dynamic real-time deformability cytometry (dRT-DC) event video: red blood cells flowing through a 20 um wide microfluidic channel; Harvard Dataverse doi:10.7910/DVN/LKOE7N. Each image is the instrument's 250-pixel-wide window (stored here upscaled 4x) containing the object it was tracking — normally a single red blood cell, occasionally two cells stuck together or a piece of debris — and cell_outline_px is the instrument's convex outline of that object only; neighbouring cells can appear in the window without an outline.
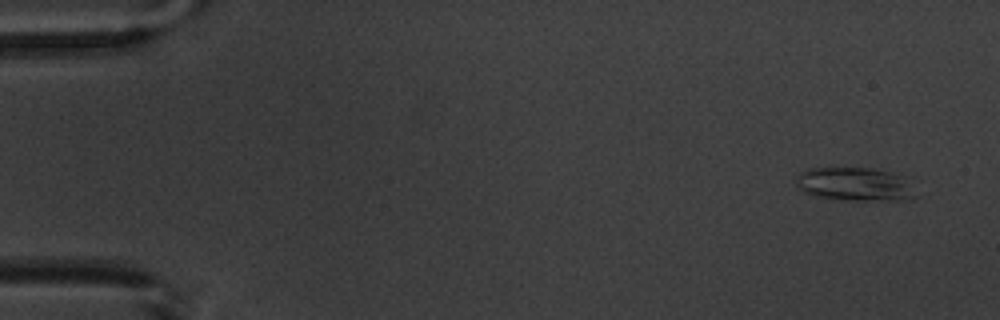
{"species": "common noctule bat (a hibernating species)", "species_latin": "Nyctalus noctula", "temperature_condition": "warm", "stored_images_in_passage": 3, "camera_frame_rate_fps": 3000, "um_per_image_px": 0.085, "animal": {"sex": "male", "body_mass_g": 20.1, "forearm_length_mm": 53.5}, "frame": {"image": 1, "passage_image": 1, "time_ms": 0.0, "image_size_px": [1000, 320], "cell_outline_px": [[916, 196], [896, 200], [852, 200], [816, 196], [804, 192], [796, 188], [796, 176], [800, 172], [808, 168], [828, 164], [872, 168], [892, 172], [904, 176]], "centroid_in_image_um": [72.54, 15.58], "position_along_channel_um": 12.5, "area_um2": 24.1}}